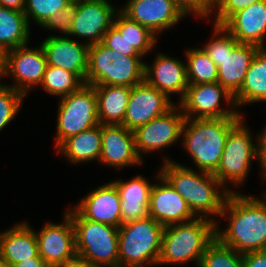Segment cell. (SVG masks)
I'll return each instance as SVG.
<instances>
[{
    "label": "cell",
    "instance_id": "14",
    "mask_svg": "<svg viewBox=\"0 0 266 267\" xmlns=\"http://www.w3.org/2000/svg\"><path fill=\"white\" fill-rule=\"evenodd\" d=\"M64 224L46 223L39 233L38 254L49 267H56L77 257L71 217L65 213Z\"/></svg>",
    "mask_w": 266,
    "mask_h": 267
},
{
    "label": "cell",
    "instance_id": "2",
    "mask_svg": "<svg viewBox=\"0 0 266 267\" xmlns=\"http://www.w3.org/2000/svg\"><path fill=\"white\" fill-rule=\"evenodd\" d=\"M200 172L202 175L166 159L160 175L183 197L195 216L196 213H204L207 219L210 214L220 216L230 191L223 189L219 193L216 188L222 184L213 173Z\"/></svg>",
    "mask_w": 266,
    "mask_h": 267
},
{
    "label": "cell",
    "instance_id": "16",
    "mask_svg": "<svg viewBox=\"0 0 266 267\" xmlns=\"http://www.w3.org/2000/svg\"><path fill=\"white\" fill-rule=\"evenodd\" d=\"M121 12L155 35L186 16L175 0H128Z\"/></svg>",
    "mask_w": 266,
    "mask_h": 267
},
{
    "label": "cell",
    "instance_id": "18",
    "mask_svg": "<svg viewBox=\"0 0 266 267\" xmlns=\"http://www.w3.org/2000/svg\"><path fill=\"white\" fill-rule=\"evenodd\" d=\"M47 65L75 73L84 83L88 71L89 45L68 37L50 36L42 42Z\"/></svg>",
    "mask_w": 266,
    "mask_h": 267
},
{
    "label": "cell",
    "instance_id": "36",
    "mask_svg": "<svg viewBox=\"0 0 266 267\" xmlns=\"http://www.w3.org/2000/svg\"><path fill=\"white\" fill-rule=\"evenodd\" d=\"M21 92L7 85L0 84V130H2L17 114L22 105Z\"/></svg>",
    "mask_w": 266,
    "mask_h": 267
},
{
    "label": "cell",
    "instance_id": "43",
    "mask_svg": "<svg viewBox=\"0 0 266 267\" xmlns=\"http://www.w3.org/2000/svg\"><path fill=\"white\" fill-rule=\"evenodd\" d=\"M10 267H49L38 254L36 257L11 265Z\"/></svg>",
    "mask_w": 266,
    "mask_h": 267
},
{
    "label": "cell",
    "instance_id": "37",
    "mask_svg": "<svg viewBox=\"0 0 266 267\" xmlns=\"http://www.w3.org/2000/svg\"><path fill=\"white\" fill-rule=\"evenodd\" d=\"M76 13L77 3L70 2L62 11H56L42 26L48 30L59 29L62 33L70 36Z\"/></svg>",
    "mask_w": 266,
    "mask_h": 267
},
{
    "label": "cell",
    "instance_id": "30",
    "mask_svg": "<svg viewBox=\"0 0 266 267\" xmlns=\"http://www.w3.org/2000/svg\"><path fill=\"white\" fill-rule=\"evenodd\" d=\"M115 18L113 26L124 36L129 46H133L141 56L152 50L157 40L154 33L147 27L130 20L121 11L115 14Z\"/></svg>",
    "mask_w": 266,
    "mask_h": 267
},
{
    "label": "cell",
    "instance_id": "26",
    "mask_svg": "<svg viewBox=\"0 0 266 267\" xmlns=\"http://www.w3.org/2000/svg\"><path fill=\"white\" fill-rule=\"evenodd\" d=\"M93 87L97 96L99 124H122L132 87L112 85Z\"/></svg>",
    "mask_w": 266,
    "mask_h": 267
},
{
    "label": "cell",
    "instance_id": "33",
    "mask_svg": "<svg viewBox=\"0 0 266 267\" xmlns=\"http://www.w3.org/2000/svg\"><path fill=\"white\" fill-rule=\"evenodd\" d=\"M199 267H244L242 254L215 238L206 248Z\"/></svg>",
    "mask_w": 266,
    "mask_h": 267
},
{
    "label": "cell",
    "instance_id": "28",
    "mask_svg": "<svg viewBox=\"0 0 266 267\" xmlns=\"http://www.w3.org/2000/svg\"><path fill=\"white\" fill-rule=\"evenodd\" d=\"M266 101V49L260 47L248 68L239 92L234 96L236 107Z\"/></svg>",
    "mask_w": 266,
    "mask_h": 267
},
{
    "label": "cell",
    "instance_id": "7",
    "mask_svg": "<svg viewBox=\"0 0 266 267\" xmlns=\"http://www.w3.org/2000/svg\"><path fill=\"white\" fill-rule=\"evenodd\" d=\"M164 226L152 217L119 227V267H143L158 263Z\"/></svg>",
    "mask_w": 266,
    "mask_h": 267
},
{
    "label": "cell",
    "instance_id": "34",
    "mask_svg": "<svg viewBox=\"0 0 266 267\" xmlns=\"http://www.w3.org/2000/svg\"><path fill=\"white\" fill-rule=\"evenodd\" d=\"M222 33V34H220ZM214 34L217 35L213 40H210L204 48L206 54L213 60L218 67L220 61L239 44L234 36H232L223 26H214ZM222 35V36H220Z\"/></svg>",
    "mask_w": 266,
    "mask_h": 267
},
{
    "label": "cell",
    "instance_id": "27",
    "mask_svg": "<svg viewBox=\"0 0 266 267\" xmlns=\"http://www.w3.org/2000/svg\"><path fill=\"white\" fill-rule=\"evenodd\" d=\"M102 146V125L80 132L66 139L57 151L72 163L99 160Z\"/></svg>",
    "mask_w": 266,
    "mask_h": 267
},
{
    "label": "cell",
    "instance_id": "25",
    "mask_svg": "<svg viewBox=\"0 0 266 267\" xmlns=\"http://www.w3.org/2000/svg\"><path fill=\"white\" fill-rule=\"evenodd\" d=\"M38 255L35 231L27 223L0 233V257L10 266Z\"/></svg>",
    "mask_w": 266,
    "mask_h": 267
},
{
    "label": "cell",
    "instance_id": "31",
    "mask_svg": "<svg viewBox=\"0 0 266 267\" xmlns=\"http://www.w3.org/2000/svg\"><path fill=\"white\" fill-rule=\"evenodd\" d=\"M186 58L189 85L217 82V66L202 48L187 50Z\"/></svg>",
    "mask_w": 266,
    "mask_h": 267
},
{
    "label": "cell",
    "instance_id": "40",
    "mask_svg": "<svg viewBox=\"0 0 266 267\" xmlns=\"http://www.w3.org/2000/svg\"><path fill=\"white\" fill-rule=\"evenodd\" d=\"M176 4L187 15L194 12L195 15L208 17L214 6L208 0H175Z\"/></svg>",
    "mask_w": 266,
    "mask_h": 267
},
{
    "label": "cell",
    "instance_id": "24",
    "mask_svg": "<svg viewBox=\"0 0 266 267\" xmlns=\"http://www.w3.org/2000/svg\"><path fill=\"white\" fill-rule=\"evenodd\" d=\"M259 48L254 44L239 43L220 61V65L217 67V82L231 95L235 96L239 92Z\"/></svg>",
    "mask_w": 266,
    "mask_h": 267
},
{
    "label": "cell",
    "instance_id": "8",
    "mask_svg": "<svg viewBox=\"0 0 266 267\" xmlns=\"http://www.w3.org/2000/svg\"><path fill=\"white\" fill-rule=\"evenodd\" d=\"M57 118L56 149L66 139L99 124L97 96L91 85L61 97Z\"/></svg>",
    "mask_w": 266,
    "mask_h": 267
},
{
    "label": "cell",
    "instance_id": "22",
    "mask_svg": "<svg viewBox=\"0 0 266 267\" xmlns=\"http://www.w3.org/2000/svg\"><path fill=\"white\" fill-rule=\"evenodd\" d=\"M222 26L236 38L238 43L264 47L266 0H260L233 14Z\"/></svg>",
    "mask_w": 266,
    "mask_h": 267
},
{
    "label": "cell",
    "instance_id": "17",
    "mask_svg": "<svg viewBox=\"0 0 266 267\" xmlns=\"http://www.w3.org/2000/svg\"><path fill=\"white\" fill-rule=\"evenodd\" d=\"M162 181V185H152L149 217L163 226L176 223H184L196 218L187 202L183 197L170 185V183L158 174L157 177Z\"/></svg>",
    "mask_w": 266,
    "mask_h": 267
},
{
    "label": "cell",
    "instance_id": "47",
    "mask_svg": "<svg viewBox=\"0 0 266 267\" xmlns=\"http://www.w3.org/2000/svg\"><path fill=\"white\" fill-rule=\"evenodd\" d=\"M0 267H10V265L2 257H0Z\"/></svg>",
    "mask_w": 266,
    "mask_h": 267
},
{
    "label": "cell",
    "instance_id": "21",
    "mask_svg": "<svg viewBox=\"0 0 266 267\" xmlns=\"http://www.w3.org/2000/svg\"><path fill=\"white\" fill-rule=\"evenodd\" d=\"M144 80L169 98L172 93L179 94L180 101L184 98L189 86L186 65L180 60L160 53L153 66L145 64Z\"/></svg>",
    "mask_w": 266,
    "mask_h": 267
},
{
    "label": "cell",
    "instance_id": "32",
    "mask_svg": "<svg viewBox=\"0 0 266 267\" xmlns=\"http://www.w3.org/2000/svg\"><path fill=\"white\" fill-rule=\"evenodd\" d=\"M85 83L72 72H68L60 67L47 65L42 80V87L49 94L54 96H66L78 91Z\"/></svg>",
    "mask_w": 266,
    "mask_h": 267
},
{
    "label": "cell",
    "instance_id": "20",
    "mask_svg": "<svg viewBox=\"0 0 266 267\" xmlns=\"http://www.w3.org/2000/svg\"><path fill=\"white\" fill-rule=\"evenodd\" d=\"M75 208L90 221L118 228L122 225L120 196L112 182L86 195Z\"/></svg>",
    "mask_w": 266,
    "mask_h": 267
},
{
    "label": "cell",
    "instance_id": "49",
    "mask_svg": "<svg viewBox=\"0 0 266 267\" xmlns=\"http://www.w3.org/2000/svg\"><path fill=\"white\" fill-rule=\"evenodd\" d=\"M70 2H73V3H77V2H81V1H87V0H69Z\"/></svg>",
    "mask_w": 266,
    "mask_h": 267
},
{
    "label": "cell",
    "instance_id": "11",
    "mask_svg": "<svg viewBox=\"0 0 266 267\" xmlns=\"http://www.w3.org/2000/svg\"><path fill=\"white\" fill-rule=\"evenodd\" d=\"M174 104L163 92L145 80L131 88L127 110L122 125L135 131L152 119L165 114Z\"/></svg>",
    "mask_w": 266,
    "mask_h": 267
},
{
    "label": "cell",
    "instance_id": "41",
    "mask_svg": "<svg viewBox=\"0 0 266 267\" xmlns=\"http://www.w3.org/2000/svg\"><path fill=\"white\" fill-rule=\"evenodd\" d=\"M244 267H266V249L242 254Z\"/></svg>",
    "mask_w": 266,
    "mask_h": 267
},
{
    "label": "cell",
    "instance_id": "4",
    "mask_svg": "<svg viewBox=\"0 0 266 267\" xmlns=\"http://www.w3.org/2000/svg\"><path fill=\"white\" fill-rule=\"evenodd\" d=\"M216 223L211 219H195L164 226L158 264L186 263L201 258L207 246L216 238Z\"/></svg>",
    "mask_w": 266,
    "mask_h": 267
},
{
    "label": "cell",
    "instance_id": "45",
    "mask_svg": "<svg viewBox=\"0 0 266 267\" xmlns=\"http://www.w3.org/2000/svg\"><path fill=\"white\" fill-rule=\"evenodd\" d=\"M56 267H94L91 266L88 262L84 261L80 257H76L73 260L67 261L64 264L58 265Z\"/></svg>",
    "mask_w": 266,
    "mask_h": 267
},
{
    "label": "cell",
    "instance_id": "29",
    "mask_svg": "<svg viewBox=\"0 0 266 267\" xmlns=\"http://www.w3.org/2000/svg\"><path fill=\"white\" fill-rule=\"evenodd\" d=\"M29 30L24 12L0 6V48L6 52L27 45Z\"/></svg>",
    "mask_w": 266,
    "mask_h": 267
},
{
    "label": "cell",
    "instance_id": "13",
    "mask_svg": "<svg viewBox=\"0 0 266 267\" xmlns=\"http://www.w3.org/2000/svg\"><path fill=\"white\" fill-rule=\"evenodd\" d=\"M47 58L42 46L29 49L27 45L6 51L5 74H12L16 82L11 87L24 96L42 83Z\"/></svg>",
    "mask_w": 266,
    "mask_h": 267
},
{
    "label": "cell",
    "instance_id": "19",
    "mask_svg": "<svg viewBox=\"0 0 266 267\" xmlns=\"http://www.w3.org/2000/svg\"><path fill=\"white\" fill-rule=\"evenodd\" d=\"M99 161L113 167L142 164V158L135 148L134 131L128 130L122 124L102 125Z\"/></svg>",
    "mask_w": 266,
    "mask_h": 267
},
{
    "label": "cell",
    "instance_id": "3",
    "mask_svg": "<svg viewBox=\"0 0 266 267\" xmlns=\"http://www.w3.org/2000/svg\"><path fill=\"white\" fill-rule=\"evenodd\" d=\"M240 120L243 119L185 118L181 133L183 145L198 169L209 173L217 170L228 134Z\"/></svg>",
    "mask_w": 266,
    "mask_h": 267
},
{
    "label": "cell",
    "instance_id": "6",
    "mask_svg": "<svg viewBox=\"0 0 266 267\" xmlns=\"http://www.w3.org/2000/svg\"><path fill=\"white\" fill-rule=\"evenodd\" d=\"M142 56H126L102 42L89 47L85 84L133 87L144 81Z\"/></svg>",
    "mask_w": 266,
    "mask_h": 267
},
{
    "label": "cell",
    "instance_id": "15",
    "mask_svg": "<svg viewBox=\"0 0 266 267\" xmlns=\"http://www.w3.org/2000/svg\"><path fill=\"white\" fill-rule=\"evenodd\" d=\"M117 11L108 0L77 2L70 36L89 38L91 42H86L89 46L102 42L104 34L113 25Z\"/></svg>",
    "mask_w": 266,
    "mask_h": 267
},
{
    "label": "cell",
    "instance_id": "35",
    "mask_svg": "<svg viewBox=\"0 0 266 267\" xmlns=\"http://www.w3.org/2000/svg\"><path fill=\"white\" fill-rule=\"evenodd\" d=\"M69 4V0H26L24 14L28 23L32 17L42 26L56 11H62Z\"/></svg>",
    "mask_w": 266,
    "mask_h": 267
},
{
    "label": "cell",
    "instance_id": "5",
    "mask_svg": "<svg viewBox=\"0 0 266 267\" xmlns=\"http://www.w3.org/2000/svg\"><path fill=\"white\" fill-rule=\"evenodd\" d=\"M66 213L72 219L77 256L94 267H119V228L90 221L76 209Z\"/></svg>",
    "mask_w": 266,
    "mask_h": 267
},
{
    "label": "cell",
    "instance_id": "12",
    "mask_svg": "<svg viewBox=\"0 0 266 267\" xmlns=\"http://www.w3.org/2000/svg\"><path fill=\"white\" fill-rule=\"evenodd\" d=\"M179 107V108H178ZM180 106H173L165 114L158 116L134 131L135 148L140 153L157 151L170 146L181 137L182 126L185 120L183 113H178ZM177 111V113H175Z\"/></svg>",
    "mask_w": 266,
    "mask_h": 267
},
{
    "label": "cell",
    "instance_id": "10",
    "mask_svg": "<svg viewBox=\"0 0 266 267\" xmlns=\"http://www.w3.org/2000/svg\"><path fill=\"white\" fill-rule=\"evenodd\" d=\"M221 97L228 103L231 101L233 109L236 107L234 96L218 82L189 85L184 98L178 105L181 107L185 118H243L241 113L233 109L231 111L229 109L222 110L220 108ZM192 114L194 115L191 117Z\"/></svg>",
    "mask_w": 266,
    "mask_h": 267
},
{
    "label": "cell",
    "instance_id": "48",
    "mask_svg": "<svg viewBox=\"0 0 266 267\" xmlns=\"http://www.w3.org/2000/svg\"><path fill=\"white\" fill-rule=\"evenodd\" d=\"M213 6H215L219 0H208Z\"/></svg>",
    "mask_w": 266,
    "mask_h": 267
},
{
    "label": "cell",
    "instance_id": "9",
    "mask_svg": "<svg viewBox=\"0 0 266 267\" xmlns=\"http://www.w3.org/2000/svg\"><path fill=\"white\" fill-rule=\"evenodd\" d=\"M240 120L229 132L224 152L213 176L223 185L230 181L236 186L242 184L250 169L252 157H257V146L244 122Z\"/></svg>",
    "mask_w": 266,
    "mask_h": 267
},
{
    "label": "cell",
    "instance_id": "1",
    "mask_svg": "<svg viewBox=\"0 0 266 267\" xmlns=\"http://www.w3.org/2000/svg\"><path fill=\"white\" fill-rule=\"evenodd\" d=\"M227 214L230 216L228 228L222 232L216 225L215 235L222 244L240 254L266 249V199L262 201L231 191L220 217Z\"/></svg>",
    "mask_w": 266,
    "mask_h": 267
},
{
    "label": "cell",
    "instance_id": "46",
    "mask_svg": "<svg viewBox=\"0 0 266 267\" xmlns=\"http://www.w3.org/2000/svg\"><path fill=\"white\" fill-rule=\"evenodd\" d=\"M6 52L0 48V78L5 76Z\"/></svg>",
    "mask_w": 266,
    "mask_h": 267
},
{
    "label": "cell",
    "instance_id": "39",
    "mask_svg": "<svg viewBox=\"0 0 266 267\" xmlns=\"http://www.w3.org/2000/svg\"><path fill=\"white\" fill-rule=\"evenodd\" d=\"M102 43L117 52L126 56H141L133 46H129L124 36L112 25L104 34Z\"/></svg>",
    "mask_w": 266,
    "mask_h": 267
},
{
    "label": "cell",
    "instance_id": "23",
    "mask_svg": "<svg viewBox=\"0 0 266 267\" xmlns=\"http://www.w3.org/2000/svg\"><path fill=\"white\" fill-rule=\"evenodd\" d=\"M112 183L120 196L122 224L149 217L152 184L139 175L131 181L115 180Z\"/></svg>",
    "mask_w": 266,
    "mask_h": 267
},
{
    "label": "cell",
    "instance_id": "38",
    "mask_svg": "<svg viewBox=\"0 0 266 267\" xmlns=\"http://www.w3.org/2000/svg\"><path fill=\"white\" fill-rule=\"evenodd\" d=\"M258 1L260 0H219L214 6V8L218 7L215 9L218 11L215 12L217 15L214 24L222 26L233 14Z\"/></svg>",
    "mask_w": 266,
    "mask_h": 267
},
{
    "label": "cell",
    "instance_id": "44",
    "mask_svg": "<svg viewBox=\"0 0 266 267\" xmlns=\"http://www.w3.org/2000/svg\"><path fill=\"white\" fill-rule=\"evenodd\" d=\"M26 0H0V6L24 12Z\"/></svg>",
    "mask_w": 266,
    "mask_h": 267
},
{
    "label": "cell",
    "instance_id": "42",
    "mask_svg": "<svg viewBox=\"0 0 266 267\" xmlns=\"http://www.w3.org/2000/svg\"><path fill=\"white\" fill-rule=\"evenodd\" d=\"M257 157L258 160H260L262 171V176H265L266 179V127L264 128V131L260 134L259 138L257 139Z\"/></svg>",
    "mask_w": 266,
    "mask_h": 267
}]
</instances>
